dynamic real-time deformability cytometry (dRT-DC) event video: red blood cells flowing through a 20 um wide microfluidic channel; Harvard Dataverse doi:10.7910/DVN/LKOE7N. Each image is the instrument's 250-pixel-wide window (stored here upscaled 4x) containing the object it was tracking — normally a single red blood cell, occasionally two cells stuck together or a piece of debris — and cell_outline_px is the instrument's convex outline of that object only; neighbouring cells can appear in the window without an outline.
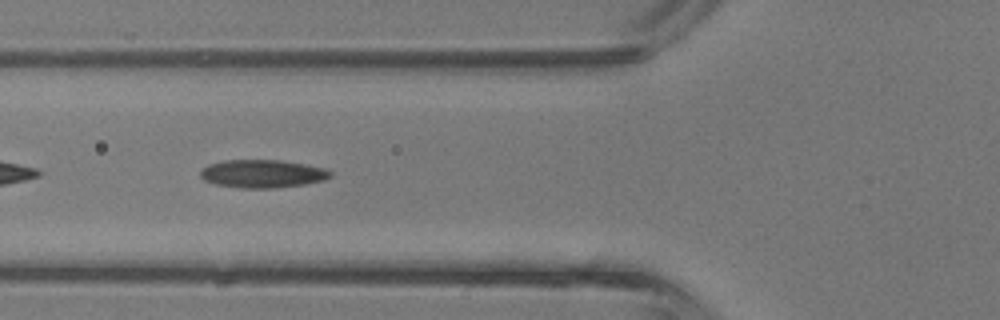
{"species": "common noctule bat (a hibernating species)", "species_latin": "Nyctalus noctula", "temperature_condition": "room temperature", "stored_images_in_passage": 18, "camera_frame_rate_fps": 3000, "um_per_image_px": 0.085, "animal": {"sex": "male", "body_mass_g": 13.3}, "frame": {"image": 1, "passage_image": 6, "time_ms": 1.667, "image_size_px": [1000, 320], "cell_outline_px": [[332, 176], [324, 180], [304, 184], [276, 188], [240, 188], [216, 184], [204, 180], [200, 176], [200, 172], [208, 164], [224, 160], [280, 160], [304, 164], [324, 168], [332, 172]], "centroid_in_image_um": [22.31, 14.77], "position_along_channel_um": 103.5, "area_um2": 21.21}}